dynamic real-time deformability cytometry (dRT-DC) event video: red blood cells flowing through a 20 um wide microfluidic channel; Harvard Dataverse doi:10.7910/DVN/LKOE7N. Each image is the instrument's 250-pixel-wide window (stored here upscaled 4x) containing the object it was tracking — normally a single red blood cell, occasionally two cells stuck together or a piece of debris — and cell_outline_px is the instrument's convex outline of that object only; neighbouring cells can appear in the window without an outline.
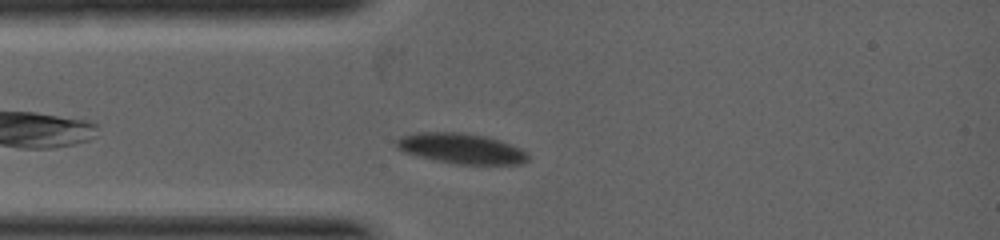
{"species": "common noctule bat (a hibernating species)", "species_latin": "Nyctalus noctula", "temperature_condition": "warm", "stored_images_in_passage": 42, "camera_frame_rate_fps": 5000, "um_per_image_px": 0.085, "animal": {"sex": "female", "body_mass_g": 19.0, "forearm_length_mm": 53.3}, "frame": {"image": 1, "passage_image": 6, "time_ms": 0.8, "image_size_px": [1000, 240], "cell_outline_px": [[528, 160], [520, 164], [460, 164], [436, 160], [404, 152], [396, 148], [396, 140], [400, 136], [420, 132], [460, 132], [488, 136], [500, 140], [520, 148], [528, 152]], "centroid_in_image_um": [39.22, 12.61], "position_along_channel_um": 45.8, "area_um2": 23.24}}
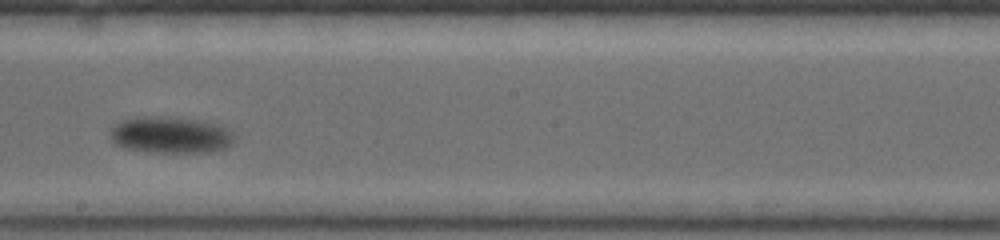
{"frame": {"image": 2, "passage_image": 23, "time_ms": 3.6, "image_size_px": [1000, 240], "cell_outline_px": [[236, 136], [232, 144], [224, 148], [208, 152], [144, 152], [124, 148], [116, 144], [108, 136], [112, 128], [116, 124], [124, 120], [136, 116], [144, 116], [196, 120], [216, 124], [232, 132]], "centroid_in_image_um": [14.46, 11.49], "position_along_channel_um": 233.7, "area_um2": 26.24}}
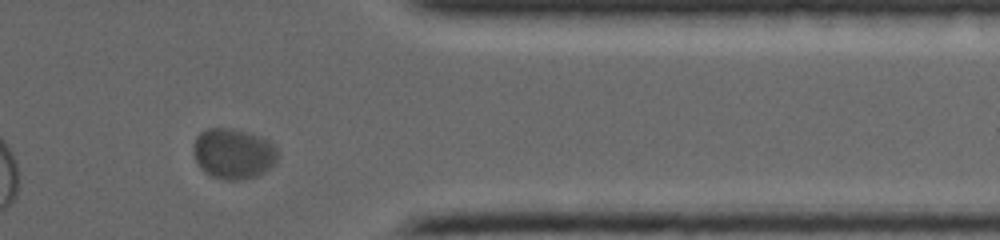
{"frame": {"image": 3, "passage_image": 37, "time_ms": 6.0, "image_size_px": [1000, 240], "cell_outline_px": [[280, 156], [276, 164], [264, 172], [256, 176], [240, 180], [224, 180], [212, 176], [204, 172], [200, 168], [192, 152], [192, 148], [196, 136], [204, 128], [232, 128], [248, 132], [260, 136], [276, 144]], "centroid_in_image_um": [19.86, 13.05], "position_along_channel_um": 391.5, "area_um2": 25.49}}